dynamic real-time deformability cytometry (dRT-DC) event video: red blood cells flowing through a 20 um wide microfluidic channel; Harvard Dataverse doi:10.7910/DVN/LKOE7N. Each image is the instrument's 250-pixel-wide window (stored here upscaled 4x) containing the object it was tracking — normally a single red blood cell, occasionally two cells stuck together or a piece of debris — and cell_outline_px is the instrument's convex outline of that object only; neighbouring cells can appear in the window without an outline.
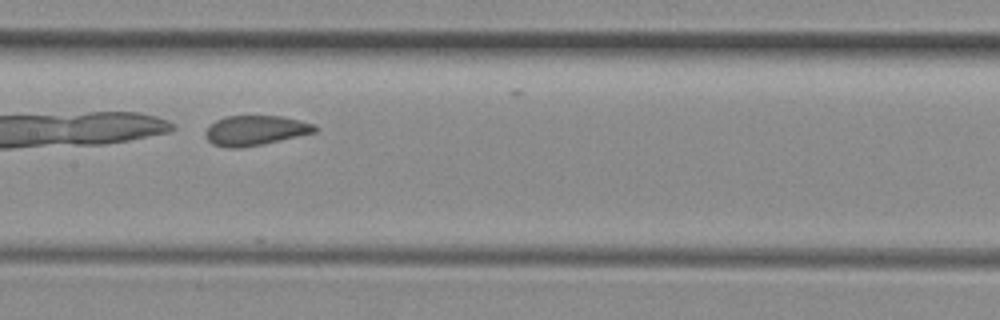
{"species": "common noctule bat (a hibernating species)", "species_latin": "Nyctalus noctula", "temperature_condition": "room temperature", "stored_images_in_passage": 8, "camera_frame_rate_fps": 3000, "um_per_image_px": 0.085, "animal": {"sex": "female", "body_mass_g": 29.2, "forearm_length_mm": 56.3}, "frame": {"image": 1, "passage_image": 5, "time_ms": 4.667, "image_size_px": [1000, 320], "cell_outline_px": [[320, 128], [316, 132], [264, 144], [236, 148], [228, 148], [212, 144], [204, 136], [204, 132], [216, 120], [224, 116], [284, 116], [316, 124]], "centroid_in_image_um": [21.74, 11.08], "position_along_channel_um": 185.7, "area_um2": 19.25}}
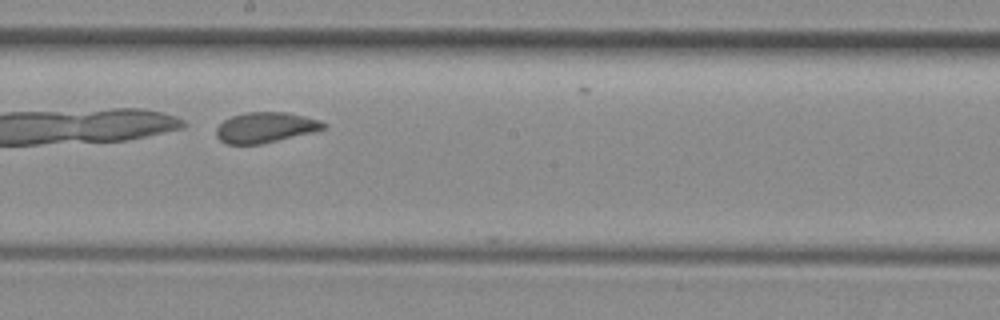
{"frame": {"image": 2, "passage_image": 6, "time_ms": 5.667, "image_size_px": [1000, 320], "cell_outline_px": [[328, 128], [312, 132], [260, 144], [228, 144], [220, 140], [216, 136], [216, 128], [224, 120], [232, 116], [244, 112], [284, 112], [304, 116], [320, 120], [328, 124]], "centroid_in_image_um": [22.57, 10.83], "position_along_channel_um": 225.6, "area_um2": 18.96}}
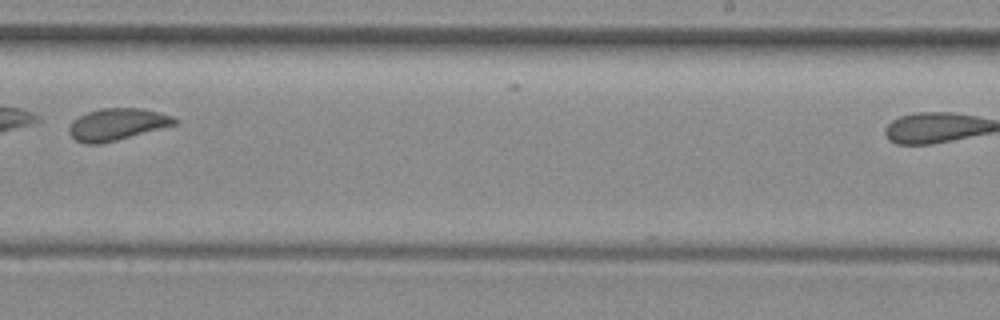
{"frame": {"image": 3, "passage_image": 7, "time_ms": 7.0, "image_size_px": [1000, 320], "cell_outline_px": [[180, 120], [176, 124], [116, 140], [100, 144], [84, 144], [76, 140], [68, 132], [68, 128], [72, 120], [88, 112], [100, 108], [140, 108], [172, 116]], "centroid_in_image_um": [9.91, 10.57], "position_along_channel_um": 279.1, "area_um2": 19.42}}